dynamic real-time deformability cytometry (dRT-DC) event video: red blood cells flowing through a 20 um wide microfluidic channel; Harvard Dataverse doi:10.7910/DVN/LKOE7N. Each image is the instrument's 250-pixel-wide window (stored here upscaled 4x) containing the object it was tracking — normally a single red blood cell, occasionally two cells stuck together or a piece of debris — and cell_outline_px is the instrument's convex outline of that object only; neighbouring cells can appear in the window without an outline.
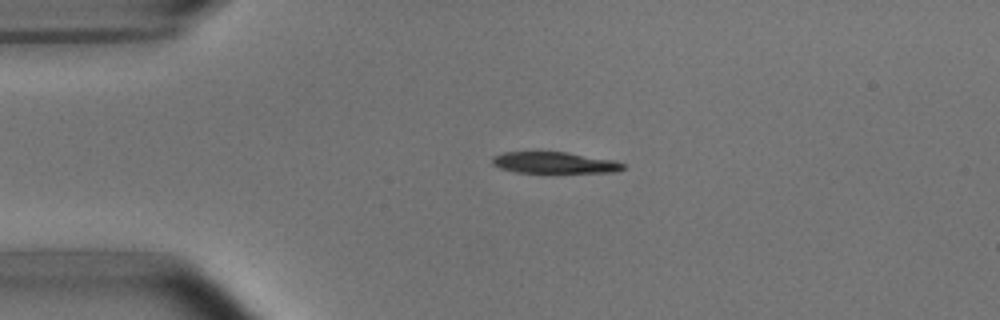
{"species": "common noctule bat (a hibernating species)", "species_latin": "Nyctalus noctula", "temperature_condition": "room temperature", "stored_images_in_passage": 6, "camera_frame_rate_fps": 3000, "um_per_image_px": 0.085, "animal": {"sex": "male", "body_mass_g": 15.6}, "frame": {"image": 1, "passage_image": 3, "time_ms": 2.333, "image_size_px": [1000, 320], "cell_outline_px": [[624, 168], [616, 172], [516, 172], [500, 168], [492, 164], [492, 156], [504, 152], [564, 152], [612, 160], [624, 164]], "centroid_in_image_um": [47.07, 13.83], "position_along_channel_um": 37.9, "area_um2": 15.95}}
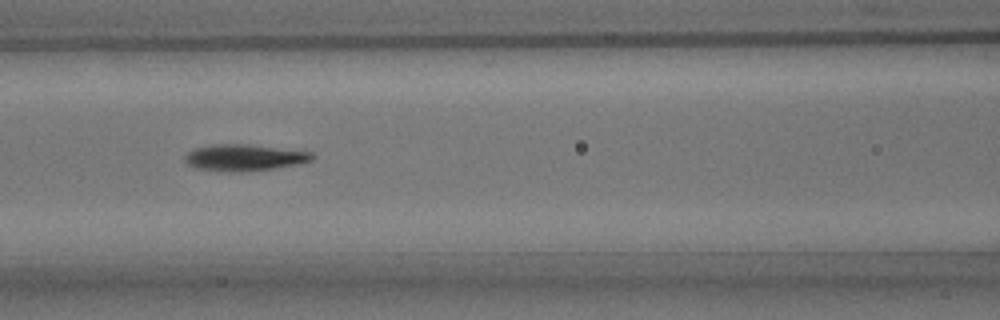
{"frame": {"image": 2, "passage_image": 6, "time_ms": 6.0, "image_size_px": [1000, 320], "cell_outline_px": [[316, 156], [312, 160], [300, 164], [276, 168], [244, 172], [220, 172], [196, 168], [188, 164], [184, 160], [184, 156], [192, 148], [212, 144], [248, 144], [312, 152]], "centroid_in_image_um": [20.75, 13.4], "position_along_channel_um": 145.9, "area_um2": 20.06}}